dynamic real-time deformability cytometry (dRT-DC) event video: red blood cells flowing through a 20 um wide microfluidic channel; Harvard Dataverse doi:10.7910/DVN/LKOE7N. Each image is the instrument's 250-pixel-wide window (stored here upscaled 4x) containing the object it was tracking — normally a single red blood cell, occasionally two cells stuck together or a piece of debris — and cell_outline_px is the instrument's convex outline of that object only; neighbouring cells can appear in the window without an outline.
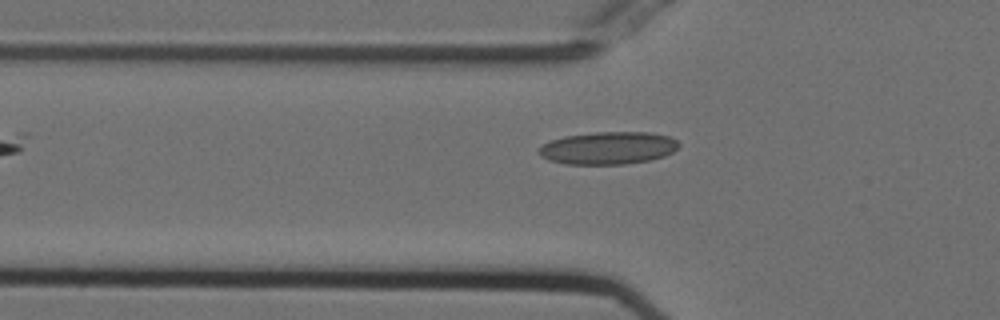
{"species": "Egyptian fruit bat (a non-hibernating species)", "species_latin": "Rousettus aegyptiacus", "temperature_condition": "cold", "stored_images_in_passage": 36, "camera_frame_rate_fps": 3000, "um_per_image_px": 0.085, "animal": {"sex": "female"}, "frame": {"image": 1, "passage_image": 4, "time_ms": 1.0, "image_size_px": [1000, 320], "cell_outline_px": [[680, 144], [672, 152], [664, 156], [652, 160], [624, 164], [564, 164], [548, 160], [540, 156], [540, 148], [544, 144], [552, 140], [564, 136], [596, 132], [648, 132], [668, 136], [676, 140]], "centroid_in_image_um": [51.7, 12.58], "position_along_channel_um": 74.1, "area_um2": 26.47}}
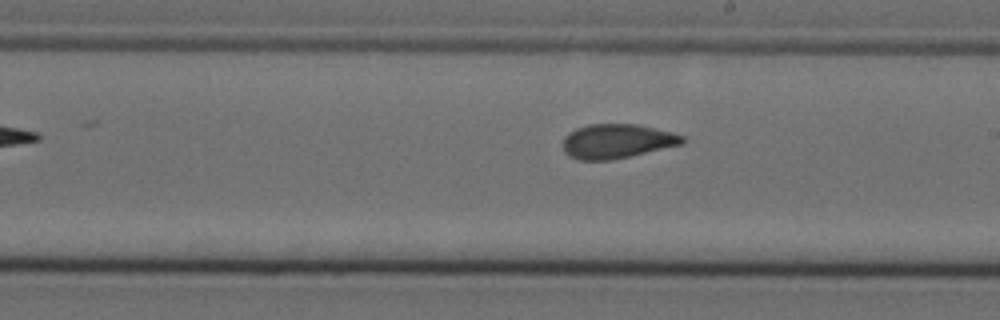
{"frame": {"image": 2, "passage_image": 17, "time_ms": 5.333, "image_size_px": [1000, 320], "cell_outline_px": [[684, 144], [612, 160], [576, 160], [568, 156], [564, 152], [564, 136], [568, 132], [576, 128], [588, 124], [636, 124], [684, 136]], "centroid_in_image_um": [52.39, 12.01], "position_along_channel_um": 236.6, "area_um2": 23.87}}
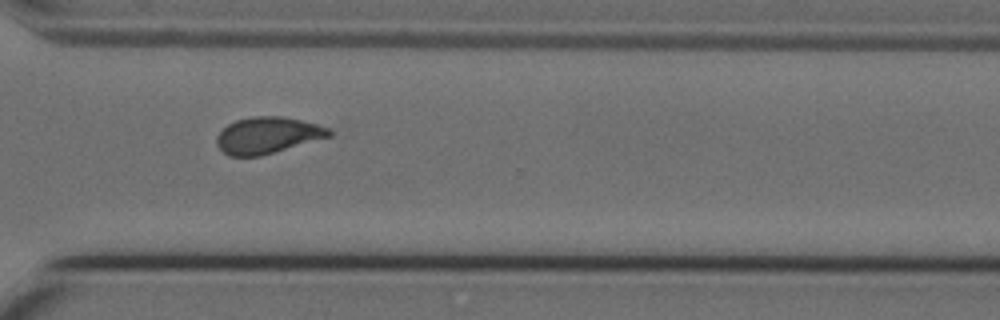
{"frame": {"image": 3, "passage_image": 26, "time_ms": 8.333, "image_size_px": [1000, 320], "cell_outline_px": [[332, 136], [260, 156], [228, 156], [216, 144], [216, 136], [228, 124], [236, 120], [252, 116], [280, 116], [300, 120], [316, 124], [328, 128], [332, 132]], "centroid_in_image_um": [22.73, 11.5], "position_along_channel_um": 347.9, "area_um2": 23.76}, "authors_computed_cell_mechanics": {"area_um2": 23.8714, "velocity_mm_per_s": 3.7324, "shape_relaxation_time_tau1_ms": 7.3931, "shape_relaxation_time_tau2_ms": 1.1556, "deformation_change_tau1": 0.171, "deformation_change_tau2": 0.066}}